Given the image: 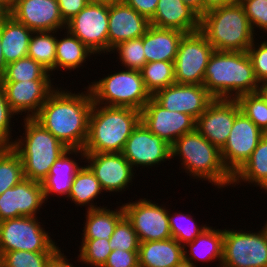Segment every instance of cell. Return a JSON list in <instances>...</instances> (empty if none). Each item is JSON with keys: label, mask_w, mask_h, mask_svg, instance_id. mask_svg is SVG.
Returning a JSON list of instances; mask_svg holds the SVG:
<instances>
[{"label": "cell", "mask_w": 267, "mask_h": 267, "mask_svg": "<svg viewBox=\"0 0 267 267\" xmlns=\"http://www.w3.org/2000/svg\"><path fill=\"white\" fill-rule=\"evenodd\" d=\"M115 1H118V0H90V2H107V3H111Z\"/></svg>", "instance_id": "57"}, {"label": "cell", "mask_w": 267, "mask_h": 267, "mask_svg": "<svg viewBox=\"0 0 267 267\" xmlns=\"http://www.w3.org/2000/svg\"><path fill=\"white\" fill-rule=\"evenodd\" d=\"M6 62L2 52V44H1V34H0V79L3 77L5 69H6Z\"/></svg>", "instance_id": "52"}, {"label": "cell", "mask_w": 267, "mask_h": 267, "mask_svg": "<svg viewBox=\"0 0 267 267\" xmlns=\"http://www.w3.org/2000/svg\"><path fill=\"white\" fill-rule=\"evenodd\" d=\"M102 267H139L138 251L114 249Z\"/></svg>", "instance_id": "46"}, {"label": "cell", "mask_w": 267, "mask_h": 267, "mask_svg": "<svg viewBox=\"0 0 267 267\" xmlns=\"http://www.w3.org/2000/svg\"><path fill=\"white\" fill-rule=\"evenodd\" d=\"M109 3L89 2L67 22L66 29L95 55H109Z\"/></svg>", "instance_id": "11"}, {"label": "cell", "mask_w": 267, "mask_h": 267, "mask_svg": "<svg viewBox=\"0 0 267 267\" xmlns=\"http://www.w3.org/2000/svg\"><path fill=\"white\" fill-rule=\"evenodd\" d=\"M214 51L200 30L185 33L174 61L175 82L203 85L205 70Z\"/></svg>", "instance_id": "10"}, {"label": "cell", "mask_w": 267, "mask_h": 267, "mask_svg": "<svg viewBox=\"0 0 267 267\" xmlns=\"http://www.w3.org/2000/svg\"><path fill=\"white\" fill-rule=\"evenodd\" d=\"M16 114L11 110L6 100L5 92L0 84V147H11L14 139L12 138L11 122Z\"/></svg>", "instance_id": "45"}, {"label": "cell", "mask_w": 267, "mask_h": 267, "mask_svg": "<svg viewBox=\"0 0 267 267\" xmlns=\"http://www.w3.org/2000/svg\"><path fill=\"white\" fill-rule=\"evenodd\" d=\"M77 262L90 267H102L112 252L109 239H81Z\"/></svg>", "instance_id": "40"}, {"label": "cell", "mask_w": 267, "mask_h": 267, "mask_svg": "<svg viewBox=\"0 0 267 267\" xmlns=\"http://www.w3.org/2000/svg\"><path fill=\"white\" fill-rule=\"evenodd\" d=\"M51 73L40 63L26 56L8 63L0 81L54 80Z\"/></svg>", "instance_id": "35"}, {"label": "cell", "mask_w": 267, "mask_h": 267, "mask_svg": "<svg viewBox=\"0 0 267 267\" xmlns=\"http://www.w3.org/2000/svg\"><path fill=\"white\" fill-rule=\"evenodd\" d=\"M152 98L163 108L189 114L195 120L215 99L203 85L177 83L159 90Z\"/></svg>", "instance_id": "20"}, {"label": "cell", "mask_w": 267, "mask_h": 267, "mask_svg": "<svg viewBox=\"0 0 267 267\" xmlns=\"http://www.w3.org/2000/svg\"><path fill=\"white\" fill-rule=\"evenodd\" d=\"M200 31L215 51H247L256 38L237 0L207 11L200 19Z\"/></svg>", "instance_id": "6"}, {"label": "cell", "mask_w": 267, "mask_h": 267, "mask_svg": "<svg viewBox=\"0 0 267 267\" xmlns=\"http://www.w3.org/2000/svg\"><path fill=\"white\" fill-rule=\"evenodd\" d=\"M203 1V15L214 8L226 6L235 2L236 0H202Z\"/></svg>", "instance_id": "50"}, {"label": "cell", "mask_w": 267, "mask_h": 267, "mask_svg": "<svg viewBox=\"0 0 267 267\" xmlns=\"http://www.w3.org/2000/svg\"><path fill=\"white\" fill-rule=\"evenodd\" d=\"M16 0H0V4L9 12L15 5Z\"/></svg>", "instance_id": "54"}, {"label": "cell", "mask_w": 267, "mask_h": 267, "mask_svg": "<svg viewBox=\"0 0 267 267\" xmlns=\"http://www.w3.org/2000/svg\"><path fill=\"white\" fill-rule=\"evenodd\" d=\"M174 267H196V266L192 261L183 258Z\"/></svg>", "instance_id": "53"}, {"label": "cell", "mask_w": 267, "mask_h": 267, "mask_svg": "<svg viewBox=\"0 0 267 267\" xmlns=\"http://www.w3.org/2000/svg\"><path fill=\"white\" fill-rule=\"evenodd\" d=\"M80 162L87 163L105 193L128 190L137 176L122 153H85V161Z\"/></svg>", "instance_id": "15"}, {"label": "cell", "mask_w": 267, "mask_h": 267, "mask_svg": "<svg viewBox=\"0 0 267 267\" xmlns=\"http://www.w3.org/2000/svg\"><path fill=\"white\" fill-rule=\"evenodd\" d=\"M266 38L265 39L262 38L264 41L262 40L259 41L257 38H255L253 41V44L246 51L251 60V63L254 69V74L259 84L267 82V39Z\"/></svg>", "instance_id": "44"}, {"label": "cell", "mask_w": 267, "mask_h": 267, "mask_svg": "<svg viewBox=\"0 0 267 267\" xmlns=\"http://www.w3.org/2000/svg\"><path fill=\"white\" fill-rule=\"evenodd\" d=\"M32 33V30L9 14L0 22L2 52L6 64L28 55Z\"/></svg>", "instance_id": "28"}, {"label": "cell", "mask_w": 267, "mask_h": 267, "mask_svg": "<svg viewBox=\"0 0 267 267\" xmlns=\"http://www.w3.org/2000/svg\"><path fill=\"white\" fill-rule=\"evenodd\" d=\"M125 69V70H124ZM91 80L87 86L93 103L106 106L130 107L141 111L152 98L142 79L141 71L123 68Z\"/></svg>", "instance_id": "7"}, {"label": "cell", "mask_w": 267, "mask_h": 267, "mask_svg": "<svg viewBox=\"0 0 267 267\" xmlns=\"http://www.w3.org/2000/svg\"><path fill=\"white\" fill-rule=\"evenodd\" d=\"M125 4L135 9L139 14L150 20L157 9L159 0H122Z\"/></svg>", "instance_id": "48"}, {"label": "cell", "mask_w": 267, "mask_h": 267, "mask_svg": "<svg viewBox=\"0 0 267 267\" xmlns=\"http://www.w3.org/2000/svg\"><path fill=\"white\" fill-rule=\"evenodd\" d=\"M52 81H0V84L9 107L16 116L24 113L23 118H34L57 85H53Z\"/></svg>", "instance_id": "16"}, {"label": "cell", "mask_w": 267, "mask_h": 267, "mask_svg": "<svg viewBox=\"0 0 267 267\" xmlns=\"http://www.w3.org/2000/svg\"><path fill=\"white\" fill-rule=\"evenodd\" d=\"M239 2L244 7L254 34L258 36L257 32L261 31L262 35L264 33L267 35V0H239Z\"/></svg>", "instance_id": "43"}, {"label": "cell", "mask_w": 267, "mask_h": 267, "mask_svg": "<svg viewBox=\"0 0 267 267\" xmlns=\"http://www.w3.org/2000/svg\"><path fill=\"white\" fill-rule=\"evenodd\" d=\"M140 71L145 87L151 96L159 90L176 83L174 62H148Z\"/></svg>", "instance_id": "34"}, {"label": "cell", "mask_w": 267, "mask_h": 267, "mask_svg": "<svg viewBox=\"0 0 267 267\" xmlns=\"http://www.w3.org/2000/svg\"><path fill=\"white\" fill-rule=\"evenodd\" d=\"M28 57L40 63L54 76L56 60V31L33 32L29 42Z\"/></svg>", "instance_id": "33"}, {"label": "cell", "mask_w": 267, "mask_h": 267, "mask_svg": "<svg viewBox=\"0 0 267 267\" xmlns=\"http://www.w3.org/2000/svg\"><path fill=\"white\" fill-rule=\"evenodd\" d=\"M259 91L262 93V95L266 98L267 100V82H264L260 84V89Z\"/></svg>", "instance_id": "55"}, {"label": "cell", "mask_w": 267, "mask_h": 267, "mask_svg": "<svg viewBox=\"0 0 267 267\" xmlns=\"http://www.w3.org/2000/svg\"><path fill=\"white\" fill-rule=\"evenodd\" d=\"M61 247L50 257L46 267H76L64 254ZM70 261V262H69Z\"/></svg>", "instance_id": "49"}, {"label": "cell", "mask_w": 267, "mask_h": 267, "mask_svg": "<svg viewBox=\"0 0 267 267\" xmlns=\"http://www.w3.org/2000/svg\"><path fill=\"white\" fill-rule=\"evenodd\" d=\"M223 239L224 229L213 228L208 225L203 232L197 236L192 242H188L183 246L184 258L195 262H214L218 260L217 267H221L223 258ZM188 248V249H187Z\"/></svg>", "instance_id": "26"}, {"label": "cell", "mask_w": 267, "mask_h": 267, "mask_svg": "<svg viewBox=\"0 0 267 267\" xmlns=\"http://www.w3.org/2000/svg\"><path fill=\"white\" fill-rule=\"evenodd\" d=\"M109 53L118 43L142 37L150 21L122 0L109 3Z\"/></svg>", "instance_id": "22"}, {"label": "cell", "mask_w": 267, "mask_h": 267, "mask_svg": "<svg viewBox=\"0 0 267 267\" xmlns=\"http://www.w3.org/2000/svg\"><path fill=\"white\" fill-rule=\"evenodd\" d=\"M117 54L118 64L122 68L141 70L147 63L144 55L143 36L118 43L109 54Z\"/></svg>", "instance_id": "38"}, {"label": "cell", "mask_w": 267, "mask_h": 267, "mask_svg": "<svg viewBox=\"0 0 267 267\" xmlns=\"http://www.w3.org/2000/svg\"><path fill=\"white\" fill-rule=\"evenodd\" d=\"M75 157H79L78 160ZM79 160H85V152L83 149H67L53 163L48 176L41 182L46 203L48 199L55 197L53 195L59 198H61L60 196H65L66 199L68 198L73 179L82 168L80 162L78 163Z\"/></svg>", "instance_id": "23"}, {"label": "cell", "mask_w": 267, "mask_h": 267, "mask_svg": "<svg viewBox=\"0 0 267 267\" xmlns=\"http://www.w3.org/2000/svg\"><path fill=\"white\" fill-rule=\"evenodd\" d=\"M140 122L139 110L93 103L84 152L121 153L127 139Z\"/></svg>", "instance_id": "3"}, {"label": "cell", "mask_w": 267, "mask_h": 267, "mask_svg": "<svg viewBox=\"0 0 267 267\" xmlns=\"http://www.w3.org/2000/svg\"><path fill=\"white\" fill-rule=\"evenodd\" d=\"M201 17L182 0H159L150 25L184 33L200 30Z\"/></svg>", "instance_id": "24"}, {"label": "cell", "mask_w": 267, "mask_h": 267, "mask_svg": "<svg viewBox=\"0 0 267 267\" xmlns=\"http://www.w3.org/2000/svg\"><path fill=\"white\" fill-rule=\"evenodd\" d=\"M187 6L194 10L200 17L203 16L202 0H182Z\"/></svg>", "instance_id": "51"}, {"label": "cell", "mask_w": 267, "mask_h": 267, "mask_svg": "<svg viewBox=\"0 0 267 267\" xmlns=\"http://www.w3.org/2000/svg\"><path fill=\"white\" fill-rule=\"evenodd\" d=\"M8 15V11L0 4V22Z\"/></svg>", "instance_id": "56"}, {"label": "cell", "mask_w": 267, "mask_h": 267, "mask_svg": "<svg viewBox=\"0 0 267 267\" xmlns=\"http://www.w3.org/2000/svg\"><path fill=\"white\" fill-rule=\"evenodd\" d=\"M242 182V183H241ZM250 184L260 189H267V133L260 139L244 165L232 176L231 187L240 183Z\"/></svg>", "instance_id": "30"}, {"label": "cell", "mask_w": 267, "mask_h": 267, "mask_svg": "<svg viewBox=\"0 0 267 267\" xmlns=\"http://www.w3.org/2000/svg\"><path fill=\"white\" fill-rule=\"evenodd\" d=\"M82 239H109L118 221L125 215L123 205L115 209L108 206L85 211Z\"/></svg>", "instance_id": "31"}, {"label": "cell", "mask_w": 267, "mask_h": 267, "mask_svg": "<svg viewBox=\"0 0 267 267\" xmlns=\"http://www.w3.org/2000/svg\"><path fill=\"white\" fill-rule=\"evenodd\" d=\"M183 245L174 238L140 242L139 267H174L184 258Z\"/></svg>", "instance_id": "27"}, {"label": "cell", "mask_w": 267, "mask_h": 267, "mask_svg": "<svg viewBox=\"0 0 267 267\" xmlns=\"http://www.w3.org/2000/svg\"><path fill=\"white\" fill-rule=\"evenodd\" d=\"M55 252L12 251L0 256L2 267H46Z\"/></svg>", "instance_id": "41"}, {"label": "cell", "mask_w": 267, "mask_h": 267, "mask_svg": "<svg viewBox=\"0 0 267 267\" xmlns=\"http://www.w3.org/2000/svg\"><path fill=\"white\" fill-rule=\"evenodd\" d=\"M45 204L42 183L24 178L0 195V222L21 216L37 217Z\"/></svg>", "instance_id": "18"}, {"label": "cell", "mask_w": 267, "mask_h": 267, "mask_svg": "<svg viewBox=\"0 0 267 267\" xmlns=\"http://www.w3.org/2000/svg\"><path fill=\"white\" fill-rule=\"evenodd\" d=\"M141 122L169 145L195 130L196 120L189 114L169 111L151 98L141 110Z\"/></svg>", "instance_id": "17"}, {"label": "cell", "mask_w": 267, "mask_h": 267, "mask_svg": "<svg viewBox=\"0 0 267 267\" xmlns=\"http://www.w3.org/2000/svg\"><path fill=\"white\" fill-rule=\"evenodd\" d=\"M8 14L33 32H63L67 25L57 0H16Z\"/></svg>", "instance_id": "21"}, {"label": "cell", "mask_w": 267, "mask_h": 267, "mask_svg": "<svg viewBox=\"0 0 267 267\" xmlns=\"http://www.w3.org/2000/svg\"><path fill=\"white\" fill-rule=\"evenodd\" d=\"M123 205L125 216L131 221L140 242L160 241L172 237L168 210L163 204L139 198Z\"/></svg>", "instance_id": "12"}, {"label": "cell", "mask_w": 267, "mask_h": 267, "mask_svg": "<svg viewBox=\"0 0 267 267\" xmlns=\"http://www.w3.org/2000/svg\"><path fill=\"white\" fill-rule=\"evenodd\" d=\"M24 178L20 156L11 147H0V195Z\"/></svg>", "instance_id": "36"}, {"label": "cell", "mask_w": 267, "mask_h": 267, "mask_svg": "<svg viewBox=\"0 0 267 267\" xmlns=\"http://www.w3.org/2000/svg\"><path fill=\"white\" fill-rule=\"evenodd\" d=\"M58 87L50 93L34 118L68 149H83L93 106L91 92L88 87L77 93Z\"/></svg>", "instance_id": "1"}, {"label": "cell", "mask_w": 267, "mask_h": 267, "mask_svg": "<svg viewBox=\"0 0 267 267\" xmlns=\"http://www.w3.org/2000/svg\"><path fill=\"white\" fill-rule=\"evenodd\" d=\"M203 86L215 99H236L260 89L246 51H214L205 70Z\"/></svg>", "instance_id": "2"}, {"label": "cell", "mask_w": 267, "mask_h": 267, "mask_svg": "<svg viewBox=\"0 0 267 267\" xmlns=\"http://www.w3.org/2000/svg\"><path fill=\"white\" fill-rule=\"evenodd\" d=\"M265 134L243 112L236 115L230 135L220 149L223 164L232 176L249 159Z\"/></svg>", "instance_id": "13"}, {"label": "cell", "mask_w": 267, "mask_h": 267, "mask_svg": "<svg viewBox=\"0 0 267 267\" xmlns=\"http://www.w3.org/2000/svg\"><path fill=\"white\" fill-rule=\"evenodd\" d=\"M103 189L99 181L96 179L91 169L84 163V166L78 171L73 179V183L68 195V198L77 207H85V210L98 209L105 207L98 206L94 200L99 198L98 195H103Z\"/></svg>", "instance_id": "32"}, {"label": "cell", "mask_w": 267, "mask_h": 267, "mask_svg": "<svg viewBox=\"0 0 267 267\" xmlns=\"http://www.w3.org/2000/svg\"><path fill=\"white\" fill-rule=\"evenodd\" d=\"M171 211L170 209L168 210V217L172 238L183 246L188 242H192L208 227V224H197L199 222L189 213L174 212L171 214Z\"/></svg>", "instance_id": "37"}, {"label": "cell", "mask_w": 267, "mask_h": 267, "mask_svg": "<svg viewBox=\"0 0 267 267\" xmlns=\"http://www.w3.org/2000/svg\"><path fill=\"white\" fill-rule=\"evenodd\" d=\"M176 158L181 163L182 171L185 170L191 179L208 181L218 190L232 184V175L223 164L220 149L196 129L179 137L171 145V159Z\"/></svg>", "instance_id": "4"}, {"label": "cell", "mask_w": 267, "mask_h": 267, "mask_svg": "<svg viewBox=\"0 0 267 267\" xmlns=\"http://www.w3.org/2000/svg\"><path fill=\"white\" fill-rule=\"evenodd\" d=\"M263 225H264V226H263V227H264V229H265V230H266V232H267V220H266V223H264Z\"/></svg>", "instance_id": "58"}, {"label": "cell", "mask_w": 267, "mask_h": 267, "mask_svg": "<svg viewBox=\"0 0 267 267\" xmlns=\"http://www.w3.org/2000/svg\"><path fill=\"white\" fill-rule=\"evenodd\" d=\"M109 246L112 250L138 251L140 241L131 221L124 215L115 226L112 236L109 238Z\"/></svg>", "instance_id": "42"}, {"label": "cell", "mask_w": 267, "mask_h": 267, "mask_svg": "<svg viewBox=\"0 0 267 267\" xmlns=\"http://www.w3.org/2000/svg\"><path fill=\"white\" fill-rule=\"evenodd\" d=\"M184 34L180 30L158 28L150 25L143 35V48L146 62H174L180 40Z\"/></svg>", "instance_id": "25"}, {"label": "cell", "mask_w": 267, "mask_h": 267, "mask_svg": "<svg viewBox=\"0 0 267 267\" xmlns=\"http://www.w3.org/2000/svg\"><path fill=\"white\" fill-rule=\"evenodd\" d=\"M261 228L255 232L225 228L221 267H267V232Z\"/></svg>", "instance_id": "9"}, {"label": "cell", "mask_w": 267, "mask_h": 267, "mask_svg": "<svg viewBox=\"0 0 267 267\" xmlns=\"http://www.w3.org/2000/svg\"><path fill=\"white\" fill-rule=\"evenodd\" d=\"M61 16L67 23L75 15H77L90 0H57Z\"/></svg>", "instance_id": "47"}, {"label": "cell", "mask_w": 267, "mask_h": 267, "mask_svg": "<svg viewBox=\"0 0 267 267\" xmlns=\"http://www.w3.org/2000/svg\"><path fill=\"white\" fill-rule=\"evenodd\" d=\"M38 217L21 216L0 222V256L17 250L56 252L60 248Z\"/></svg>", "instance_id": "8"}, {"label": "cell", "mask_w": 267, "mask_h": 267, "mask_svg": "<svg viewBox=\"0 0 267 267\" xmlns=\"http://www.w3.org/2000/svg\"><path fill=\"white\" fill-rule=\"evenodd\" d=\"M64 31V34L60 35L62 36L60 38L57 36V34H60L59 31H56L55 72L57 73L60 70H62V72L63 70L64 72H71L77 68L79 70L80 67H85L84 63L88 61V58L91 59L92 56H96L95 53L76 36L72 35L67 29Z\"/></svg>", "instance_id": "29"}, {"label": "cell", "mask_w": 267, "mask_h": 267, "mask_svg": "<svg viewBox=\"0 0 267 267\" xmlns=\"http://www.w3.org/2000/svg\"><path fill=\"white\" fill-rule=\"evenodd\" d=\"M24 120L22 136L14 137L11 148L20 156L24 177L42 182L53 163L68 149L35 118Z\"/></svg>", "instance_id": "5"}, {"label": "cell", "mask_w": 267, "mask_h": 267, "mask_svg": "<svg viewBox=\"0 0 267 267\" xmlns=\"http://www.w3.org/2000/svg\"><path fill=\"white\" fill-rule=\"evenodd\" d=\"M136 172L171 160V145L154 135L142 122L133 130L121 152ZM157 165V166H156ZM137 168V169H136Z\"/></svg>", "instance_id": "14"}, {"label": "cell", "mask_w": 267, "mask_h": 267, "mask_svg": "<svg viewBox=\"0 0 267 267\" xmlns=\"http://www.w3.org/2000/svg\"><path fill=\"white\" fill-rule=\"evenodd\" d=\"M240 111L236 99H214L196 120L195 129L210 143L221 149Z\"/></svg>", "instance_id": "19"}, {"label": "cell", "mask_w": 267, "mask_h": 267, "mask_svg": "<svg viewBox=\"0 0 267 267\" xmlns=\"http://www.w3.org/2000/svg\"><path fill=\"white\" fill-rule=\"evenodd\" d=\"M243 112L258 128L267 133V100L260 91L236 98Z\"/></svg>", "instance_id": "39"}]
</instances>
